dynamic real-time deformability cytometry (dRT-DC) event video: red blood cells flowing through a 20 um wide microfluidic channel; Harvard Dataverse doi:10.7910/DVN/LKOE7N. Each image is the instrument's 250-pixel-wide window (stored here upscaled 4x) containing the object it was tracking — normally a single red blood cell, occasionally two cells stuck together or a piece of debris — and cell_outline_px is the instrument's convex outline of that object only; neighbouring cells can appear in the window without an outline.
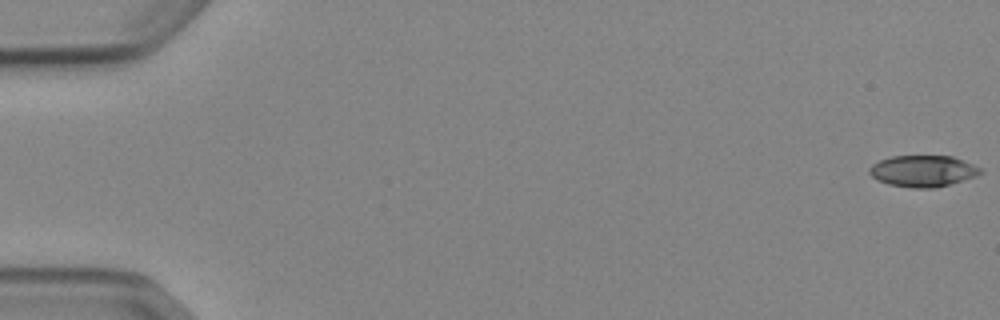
{"species": "Egyptian fruit bat (a non-hibernating species)", "species_latin": "Rousettus aegyptiacus", "temperature_condition": "cold", "stored_images_in_passage": 53, "camera_frame_rate_fps": 3000, "um_per_image_px": 0.085, "animal": {"sex": "female"}, "frame": {"image": 1, "passage_image": 1, "time_ms": 0.0, "image_size_px": [1000, 320], "cell_outline_px": [[984, 172], [976, 176], [948, 184], [932, 188], [912, 188], [888, 184], [876, 180], [868, 172], [868, 168], [872, 164], [880, 160], [892, 156], [952, 156], [972, 164], [980, 168]], "centroid_in_image_um": [78.41, 14.53], "position_along_channel_um": 6.6, "area_um2": 20.23}}
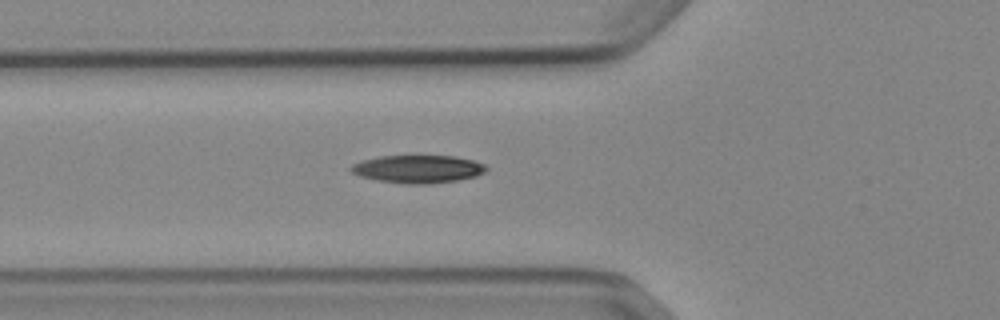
{"frame": {"image": 2, "passage_image": 20, "time_ms": 6.333, "image_size_px": [1000, 320], "cell_outline_px": [[488, 168], [484, 172], [476, 176], [456, 180], [428, 184], [404, 184], [376, 180], [360, 176], [352, 172], [348, 168], [352, 164], [360, 160], [380, 156], [456, 156], [472, 160], [484, 164]], "centroid_in_image_um": [35.48, 14.37], "position_along_channel_um": 90.3, "area_um2": 22.02}}
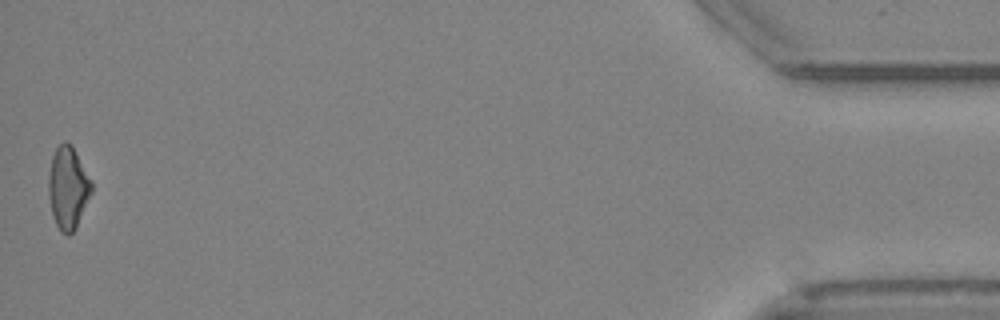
{"frame": {"image": 3, "passage_image": 53, "time_ms": 17.333, "image_size_px": [1000, 320], "cell_outline_px": [[92, 192], [76, 228], [68, 236], [60, 232], [52, 216], [48, 196], [48, 176], [52, 156], [56, 148], [64, 140], [72, 144], [92, 180]], "centroid_in_image_um": [5.78, 15.96], "position_along_channel_um": 429.4, "area_um2": 20.98}, "authors_computed_cell_mechanics": {"area_um2": 20.519, "velocity_mm_per_s": 3.9007, "shape_relaxation_time_tau1_ms": 5.761, "shape_relaxation_time_tau2_ms": null, "deformation_change_tau1": 0.1604, "deformation_change_tau2": null}}